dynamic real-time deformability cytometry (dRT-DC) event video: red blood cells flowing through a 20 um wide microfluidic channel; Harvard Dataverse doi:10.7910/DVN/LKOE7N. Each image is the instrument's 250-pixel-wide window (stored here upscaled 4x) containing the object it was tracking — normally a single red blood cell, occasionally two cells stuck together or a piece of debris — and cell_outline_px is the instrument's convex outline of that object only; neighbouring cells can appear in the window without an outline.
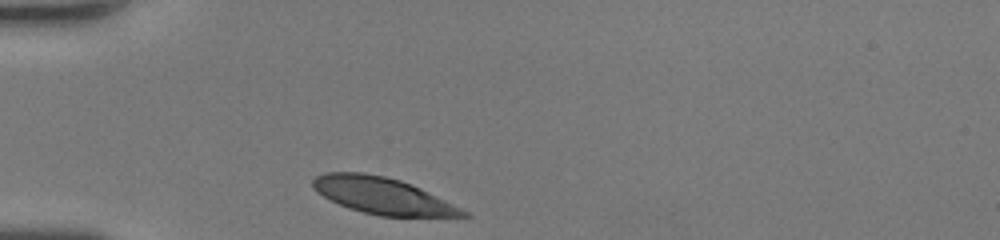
{"species": "human", "species_latin": "Homo sapiens", "temperature_condition": "room temperature", "stored_images_in_passage": 27, "camera_frame_rate_fps": 3000, "um_per_image_px": 0.085, "donor": {"sex": "female"}, "frame": {"image": 1, "passage_image": 1, "time_ms": 0.0, "image_size_px": [1000, 240], "cell_outline_px": [[472, 216], [380, 216], [348, 208], [316, 192], [312, 188], [312, 180], [316, 176], [324, 172], [364, 172], [384, 176], [400, 180], [412, 184], [468, 212]], "centroid_in_image_um": [32.46, 16.62], "position_along_channel_um": 52.5, "area_um2": 31.62}}
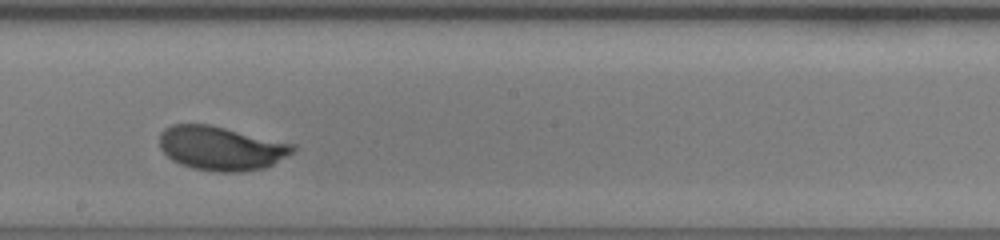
{"frame": {"image": 2, "passage_image": 15, "time_ms": 4.667, "image_size_px": [1000, 240], "cell_outline_px": [[296, 148], [292, 152], [272, 164], [264, 168], [240, 172], [220, 172], [192, 168], [180, 164], [172, 160], [160, 148], [160, 132], [164, 128], [172, 124], [208, 124], [296, 144]], "centroid_in_image_um": [18.77, 12.59], "position_along_channel_um": 229.4, "area_um2": 34.1}}
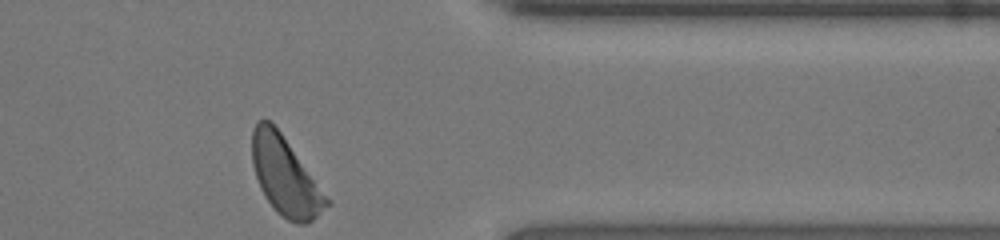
{"frame": {"image": 3, "passage_image": 27, "time_ms": 8.667, "image_size_px": [1000, 240], "cell_outline_px": [[332, 204], [312, 220], [304, 224], [296, 224], [288, 220], [276, 212], [272, 208], [264, 196], [260, 188], [252, 164], [252, 128], [256, 120], [268, 120], [280, 132], [332, 200]], "centroid_in_image_um": [24.27, 15.01], "position_along_channel_um": 387.1, "area_um2": 34.16}, "authors_computed_cell_mechanics": {"area_um2": 34.1598, "velocity_mm_per_s": 4.1982, "shape_relaxation_time_tau1_ms": 2.6702, "shape_relaxation_time_tau2_ms": null, "deformation_change_tau1": 0.1266, "deformation_change_tau2": null}}